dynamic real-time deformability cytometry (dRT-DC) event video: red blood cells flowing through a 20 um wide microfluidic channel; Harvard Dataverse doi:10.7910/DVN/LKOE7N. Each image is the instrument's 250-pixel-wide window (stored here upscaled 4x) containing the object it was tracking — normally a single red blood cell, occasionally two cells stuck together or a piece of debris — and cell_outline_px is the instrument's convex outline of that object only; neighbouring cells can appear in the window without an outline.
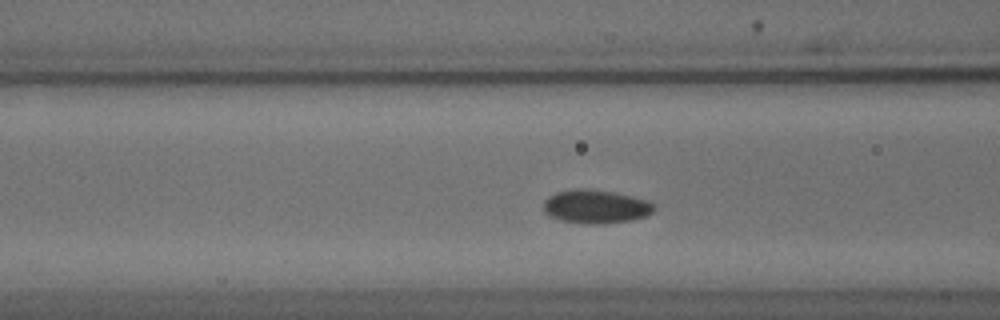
{"species": "common noctule bat (a hibernating species)", "species_latin": "Nyctalus noctula", "temperature_condition": "cold", "stored_images_in_passage": 37, "camera_frame_rate_fps": 3000, "um_per_image_px": 0.085, "animal": {"sex": "male", "body_mass_g": 18.8}, "frame": {"image": 1, "passage_image": 16, "time_ms": 5.0, "image_size_px": [1000, 320], "cell_outline_px": [[656, 208], [652, 212], [644, 216], [632, 220], [604, 224], [584, 224], [560, 220], [548, 216], [544, 212], [544, 200], [548, 196], [556, 192], [584, 188], [612, 192], [632, 196], [656, 204]], "centroid_in_image_um": [50.62, 17.57], "position_along_channel_um": 116.0, "area_um2": 21.68}}
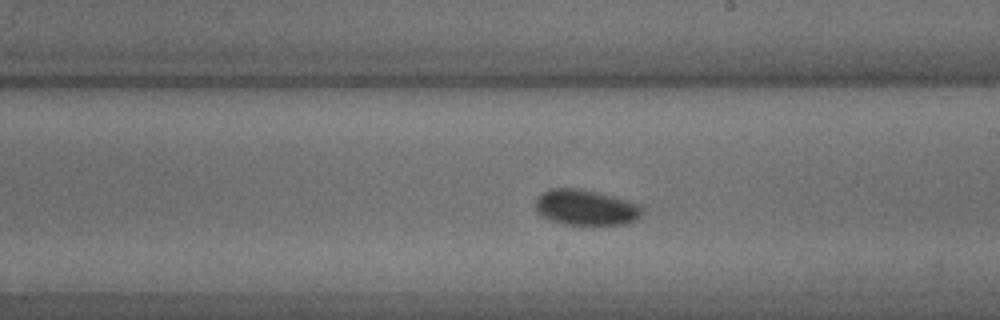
{"frame": {"image": 2, "passage_image": 26, "time_ms": 8.333, "image_size_px": [1000, 320], "cell_outline_px": [[644, 212], [636, 220], [624, 224], [592, 228], [564, 224], [552, 220], [536, 212], [536, 200], [544, 192], [552, 188], [576, 188], [612, 196], [640, 204], [644, 208]], "centroid_in_image_um": [49.86, 17.7], "position_along_channel_um": 239.1, "area_um2": 22.66}}
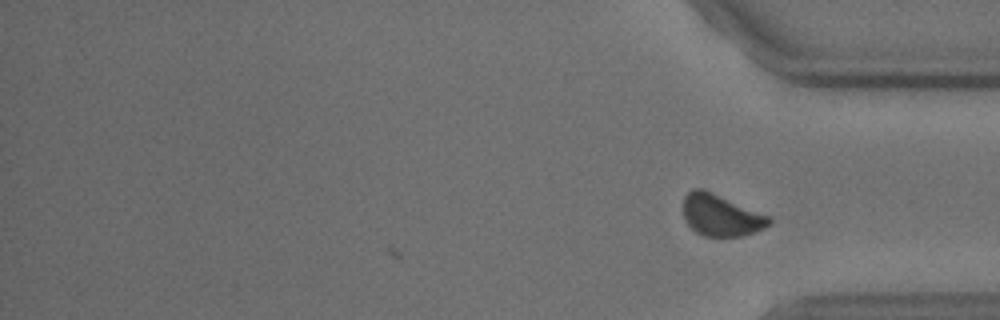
{"frame": {"image": 3, "passage_image": 37, "time_ms": 12.0, "image_size_px": [1000, 320], "cell_outline_px": [[772, 224], [764, 228], [740, 236], [704, 236], [696, 232], [684, 220], [684, 196], [692, 188], [704, 188], [772, 216]], "centroid_in_image_um": [61.31, 18.27], "position_along_channel_um": 373.9, "area_um2": 21.15}, "authors_computed_cell_mechanics": {"area_um2": 21.097, "velocity_mm_per_s": 3.7074, "shape_relaxation_time_tau1_ms": 2.15, "shape_relaxation_time_tau2_ms": null, "deformation_change_tau1": 0.0462, "deformation_change_tau2": null}}